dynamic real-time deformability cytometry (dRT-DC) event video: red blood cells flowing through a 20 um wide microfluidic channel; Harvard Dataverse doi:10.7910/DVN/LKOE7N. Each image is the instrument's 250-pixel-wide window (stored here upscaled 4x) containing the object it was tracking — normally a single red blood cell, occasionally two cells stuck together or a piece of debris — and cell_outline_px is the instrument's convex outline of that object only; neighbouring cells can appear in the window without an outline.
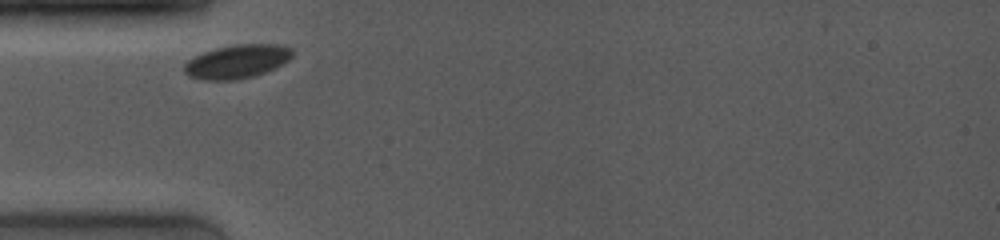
{"species": "common noctule bat (a hibernating species)", "species_latin": "Nyctalus noctula", "temperature_condition": "room temperature", "stored_images_in_passage": 23, "camera_frame_rate_fps": 4000, "um_per_image_px": 0.085, "animal": {"sex": "female", "body_mass_g": 19.0, "forearm_length_mm": 53.3}, "frame": {"image": 1, "passage_image": 1, "time_ms": 0.0, "image_size_px": [1000, 240], "cell_outline_px": [[292, 56], [288, 60], [276, 68], [252, 76], [236, 80], [204, 80], [188, 76], [184, 72], [184, 64], [192, 56], [216, 48], [236, 44], [280, 44], [292, 48]], "centroid_in_image_um": [20.13, 5.22], "position_along_channel_um": 64.9, "area_um2": 21.27}}
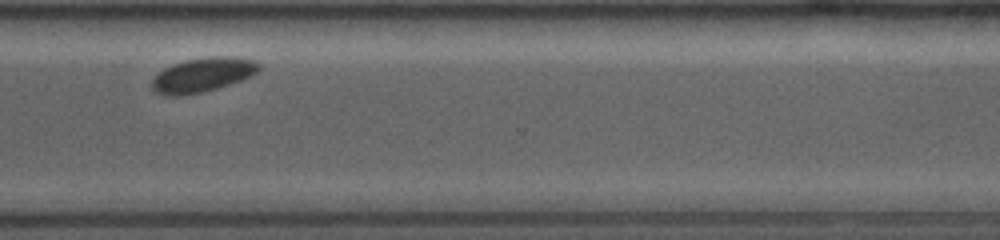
{"frame": {"image": 2, "passage_image": 20, "time_ms": 7.75, "image_size_px": [1000, 240], "cell_outline_px": [[260, 68], [252, 76], [204, 92], [176, 96], [168, 96], [156, 92], [152, 88], [152, 80], [164, 68], [172, 64], [184, 60], [208, 56], [236, 56], [256, 60], [260, 64]], "centroid_in_image_um": [17.25, 6.34], "position_along_channel_um": 353.3, "area_um2": 21.44}}
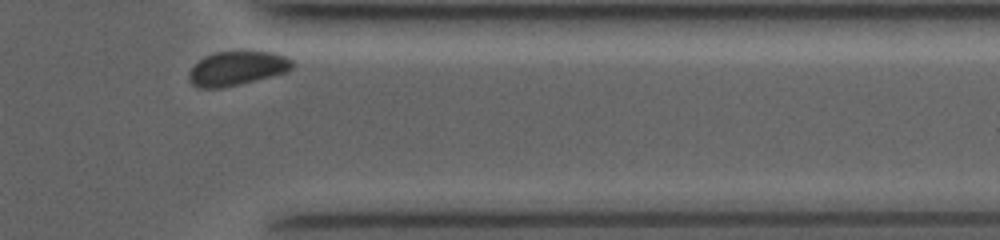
{"frame": {"image": 3, "passage_image": 22, "time_ms": 8.75, "image_size_px": [1000, 240], "cell_outline_px": [[296, 64], [288, 72], [220, 88], [200, 88], [192, 84], [188, 76], [188, 72], [204, 56], [216, 52], [272, 52], [284, 56], [292, 60]], "centroid_in_image_um": [20.16, 5.81], "position_along_channel_um": 391.2, "area_um2": 20.29}, "authors_computed_cell_mechanics": {"area_um2": 21.5016, "velocity_mm_per_s": 3.7171, "shape_relaxation_time_tau1_ms": 2.2772, "shape_relaxation_time_tau2_ms": null, "deformation_change_tau1": 0.0442, "deformation_change_tau2": null}}